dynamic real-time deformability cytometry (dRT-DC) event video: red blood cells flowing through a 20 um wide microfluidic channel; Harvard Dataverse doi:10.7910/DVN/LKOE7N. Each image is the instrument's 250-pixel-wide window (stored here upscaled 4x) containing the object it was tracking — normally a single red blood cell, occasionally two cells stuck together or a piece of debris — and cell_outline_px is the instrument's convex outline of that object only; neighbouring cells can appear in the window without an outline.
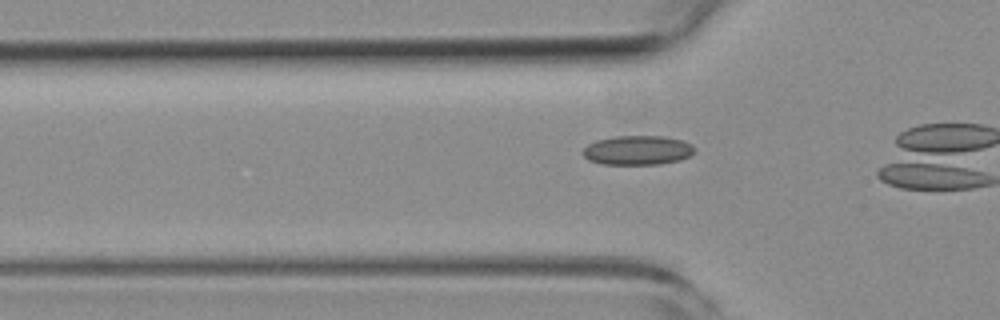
{"species": "common noctule bat (a hibernating species)", "species_latin": "Nyctalus noctula", "temperature_condition": "room temperature", "stored_images_in_passage": 38, "camera_frame_rate_fps": 3000, "um_per_image_px": 0.085, "animal": {"sex": "female", "body_mass_g": 19.3, "forearm_length_mm": 54.1}, "frame": {"image": 1, "passage_image": 14, "time_ms": 4.333, "image_size_px": [1000, 320], "cell_outline_px": [[696, 148], [688, 156], [680, 160], [660, 164], [600, 164], [588, 160], [580, 152], [588, 144], [596, 140], [616, 136], [664, 136], [680, 140], [692, 144]], "centroid_in_image_um": [54.16, 12.77], "position_along_channel_um": 71.6, "area_um2": 19.13}}
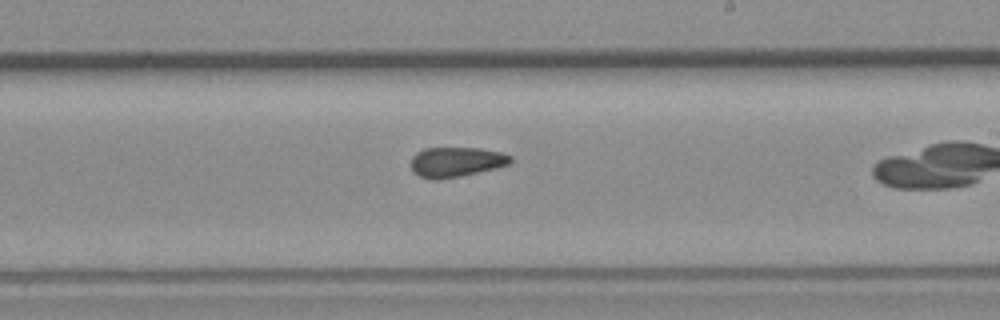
{"frame": {"image": 2, "passage_image": 28, "time_ms": 9.0, "image_size_px": [1000, 320], "cell_outline_px": [[512, 160], [508, 164], [496, 168], [460, 176], [436, 180], [432, 180], [420, 176], [412, 172], [412, 156], [416, 152], [424, 148], [480, 148], [500, 152], [512, 156]], "centroid_in_image_um": [38.75, 13.76], "position_along_channel_um": 250.3, "area_um2": 17.34}}
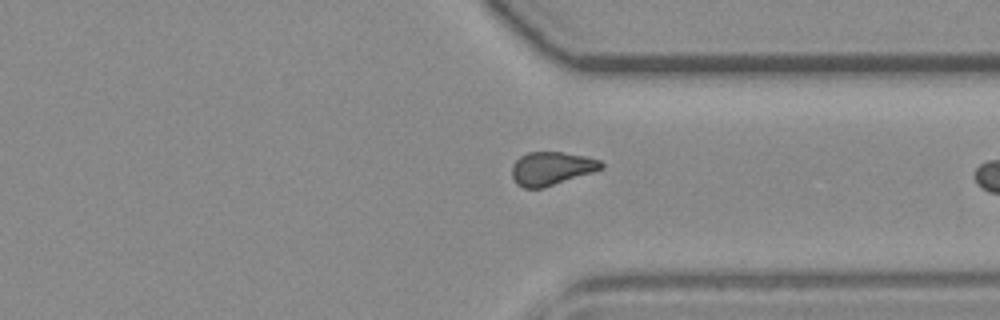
{"frame": {"image": 3, "passage_image": 37, "time_ms": 12.0, "image_size_px": [1000, 320], "cell_outline_px": [[604, 168], [544, 188], [524, 188], [516, 184], [512, 176], [512, 164], [520, 156], [528, 152], [560, 152], [584, 156], [600, 160], [604, 164]], "centroid_in_image_um": [46.86, 14.32], "position_along_channel_um": 364.5, "area_um2": 17.34}}